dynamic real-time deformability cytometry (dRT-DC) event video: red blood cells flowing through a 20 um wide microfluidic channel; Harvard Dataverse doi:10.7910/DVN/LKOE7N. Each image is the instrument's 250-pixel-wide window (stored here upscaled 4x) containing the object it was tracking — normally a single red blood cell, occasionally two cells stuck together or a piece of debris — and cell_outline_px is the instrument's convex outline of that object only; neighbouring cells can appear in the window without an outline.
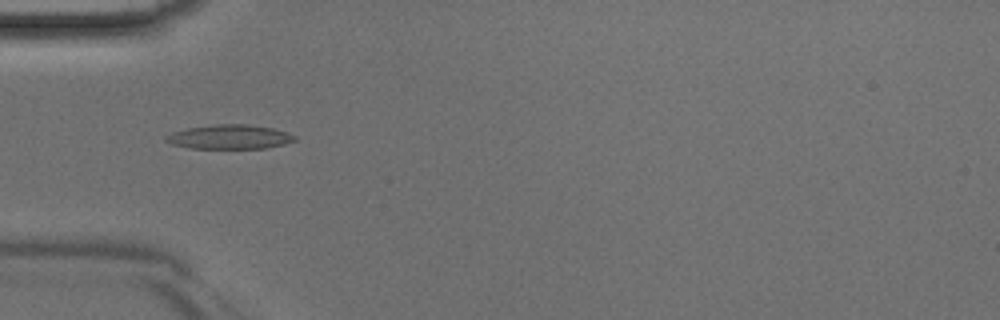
{"species": "Egyptian fruit bat (a non-hibernating species)", "species_latin": "Rousettus aegyptiacus", "temperature_condition": "room temperature", "stored_images_in_passage": 44, "camera_frame_rate_fps": 3000, "um_per_image_px": 0.085, "animal": {"sex": "male"}, "frame": {"image": 1, "passage_image": 14, "time_ms": 4.333, "image_size_px": [1000, 320], "cell_outline_px": [[296, 140], [284, 144], [268, 148], [188, 148], [172, 144], [164, 140], [164, 136], [172, 132], [188, 128], [216, 124], [244, 124], [272, 128], [296, 136]], "centroid_in_image_um": [19.48, 11.64], "position_along_channel_um": 65.5, "area_um2": 18.09}}
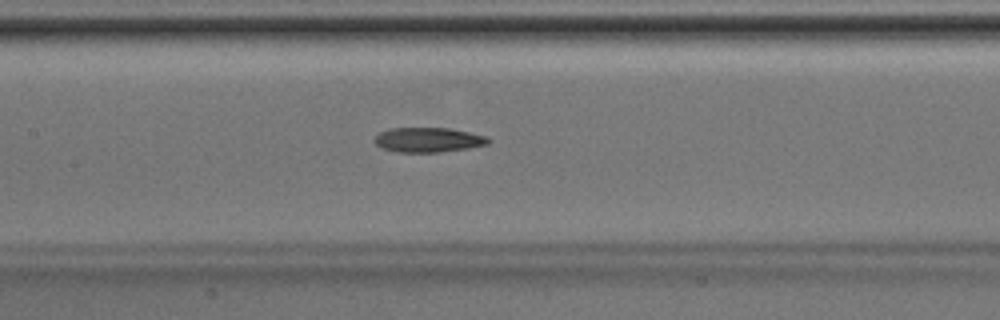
{"frame": {"image": 2, "passage_image": 21, "time_ms": 6.667, "image_size_px": [1000, 320], "cell_outline_px": [[492, 140], [488, 144], [468, 148], [436, 152], [396, 152], [380, 148], [372, 140], [380, 132], [388, 128], [448, 128], [488, 136]], "centroid_in_image_um": [36.38, 11.88], "position_along_channel_um": 171.0, "area_um2": 16.47}}
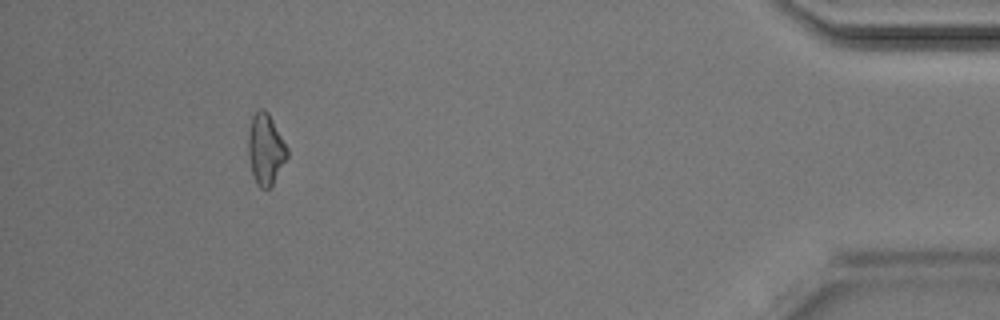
{"frame": {"image": 3, "passage_image": 41, "time_ms": 13.333, "image_size_px": [1000, 320], "cell_outline_px": [[288, 156], [272, 184], [268, 188], [260, 188], [256, 184], [252, 172], [248, 152], [248, 132], [252, 116], [260, 108], [264, 108], [268, 112], [288, 148]], "centroid_in_image_um": [22.57, 12.66], "position_along_channel_um": 412.6, "area_um2": 15.95}}